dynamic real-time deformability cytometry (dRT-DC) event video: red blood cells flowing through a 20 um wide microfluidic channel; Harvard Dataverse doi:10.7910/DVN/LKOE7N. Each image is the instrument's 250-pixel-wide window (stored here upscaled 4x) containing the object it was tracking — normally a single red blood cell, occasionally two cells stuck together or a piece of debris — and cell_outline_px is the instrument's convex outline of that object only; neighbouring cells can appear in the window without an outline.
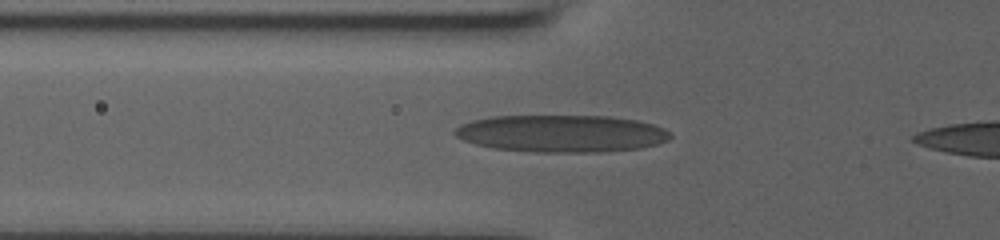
{"species": "human", "species_latin": "Homo sapiens", "temperature_condition": "room temperature", "stored_images_in_passage": 41, "camera_frame_rate_fps": 3000, "um_per_image_px": 0.085, "donor": {"sex": "male"}, "frame": {"image": 1, "passage_image": 5, "time_ms": 2.333, "image_size_px": [1000, 240], "cell_outline_px": [[672, 136], [668, 140], [656, 144], [640, 148], [600, 152], [536, 152], [492, 148], [476, 144], [464, 140], [456, 136], [452, 132], [460, 124], [472, 120], [492, 116], [608, 116], [636, 120], [652, 124], [664, 128], [672, 132]], "centroid_in_image_um": [47.73, 11.35], "position_along_channel_um": 78.1, "area_um2": 46.88}}
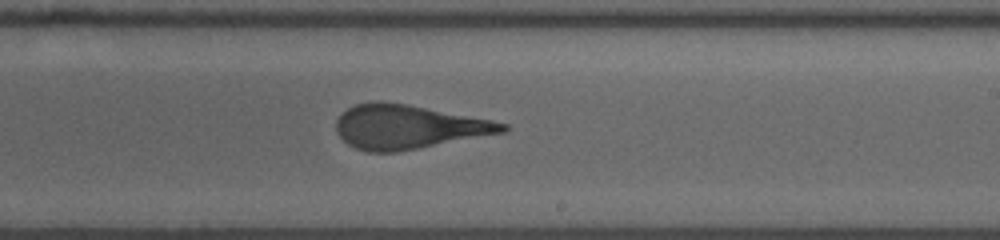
{"frame": {"image": 2, "passage_image": 19, "time_ms": 7.0, "image_size_px": [1000, 240], "cell_outline_px": [[508, 128], [504, 132], [396, 152], [368, 152], [356, 148], [348, 144], [336, 132], [336, 120], [348, 108], [356, 104], [376, 100], [380, 100], [408, 104], [492, 120], [508, 124]], "centroid_in_image_um": [34.66, 10.77], "position_along_channel_um": 254.3, "area_um2": 42.37}}
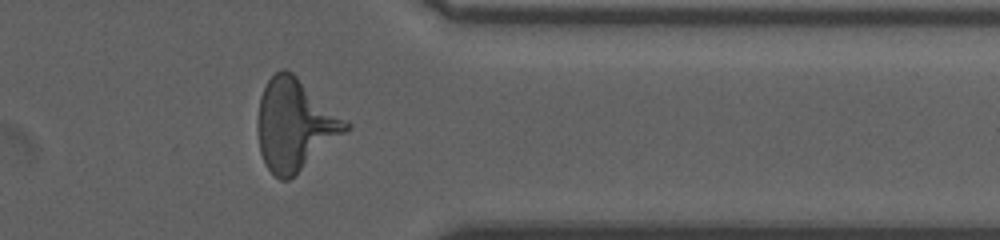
{"frame": {"image": 3, "passage_image": 33, "time_ms": 10.667, "image_size_px": [1000, 240], "cell_outline_px": [[348, 128], [344, 132], [288, 180], [280, 180], [264, 164], [260, 152], [256, 128], [256, 120], [260, 96], [268, 80], [280, 68], [284, 68], [292, 72], [348, 124]], "centroid_in_image_um": [24.95, 10.6], "position_along_channel_um": 386.5, "area_um2": 45.49}}